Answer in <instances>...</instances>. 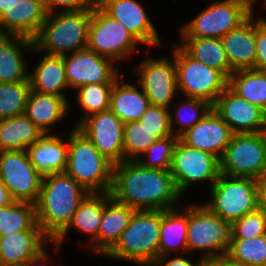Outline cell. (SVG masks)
<instances>
[{
	"label": "cell",
	"instance_id": "38",
	"mask_svg": "<svg viewBox=\"0 0 266 266\" xmlns=\"http://www.w3.org/2000/svg\"><path fill=\"white\" fill-rule=\"evenodd\" d=\"M114 83L89 84L78 87V103L86 111L85 116L110 109V93Z\"/></svg>",
	"mask_w": 266,
	"mask_h": 266
},
{
	"label": "cell",
	"instance_id": "7",
	"mask_svg": "<svg viewBox=\"0 0 266 266\" xmlns=\"http://www.w3.org/2000/svg\"><path fill=\"white\" fill-rule=\"evenodd\" d=\"M253 4V0L214 1L182 27L181 36L221 39L253 14Z\"/></svg>",
	"mask_w": 266,
	"mask_h": 266
},
{
	"label": "cell",
	"instance_id": "15",
	"mask_svg": "<svg viewBox=\"0 0 266 266\" xmlns=\"http://www.w3.org/2000/svg\"><path fill=\"white\" fill-rule=\"evenodd\" d=\"M64 55V65L68 86L78 88L89 84L114 83L119 77L113 68V60L99 55L88 48Z\"/></svg>",
	"mask_w": 266,
	"mask_h": 266
},
{
	"label": "cell",
	"instance_id": "12",
	"mask_svg": "<svg viewBox=\"0 0 266 266\" xmlns=\"http://www.w3.org/2000/svg\"><path fill=\"white\" fill-rule=\"evenodd\" d=\"M170 172L181 195L198 181H211L212 186L220 175V159L214 154L190 147L179 139L173 150Z\"/></svg>",
	"mask_w": 266,
	"mask_h": 266
},
{
	"label": "cell",
	"instance_id": "30",
	"mask_svg": "<svg viewBox=\"0 0 266 266\" xmlns=\"http://www.w3.org/2000/svg\"><path fill=\"white\" fill-rule=\"evenodd\" d=\"M104 206V193H89L80 203L68 226L52 241L59 248L71 227L90 234L93 243L99 233ZM58 247V248H57Z\"/></svg>",
	"mask_w": 266,
	"mask_h": 266
},
{
	"label": "cell",
	"instance_id": "10",
	"mask_svg": "<svg viewBox=\"0 0 266 266\" xmlns=\"http://www.w3.org/2000/svg\"><path fill=\"white\" fill-rule=\"evenodd\" d=\"M139 41L97 3L91 9L87 48L116 61L134 52Z\"/></svg>",
	"mask_w": 266,
	"mask_h": 266
},
{
	"label": "cell",
	"instance_id": "51",
	"mask_svg": "<svg viewBox=\"0 0 266 266\" xmlns=\"http://www.w3.org/2000/svg\"><path fill=\"white\" fill-rule=\"evenodd\" d=\"M264 171L263 178H266V131H264Z\"/></svg>",
	"mask_w": 266,
	"mask_h": 266
},
{
	"label": "cell",
	"instance_id": "3",
	"mask_svg": "<svg viewBox=\"0 0 266 266\" xmlns=\"http://www.w3.org/2000/svg\"><path fill=\"white\" fill-rule=\"evenodd\" d=\"M48 13L33 39V51L64 56L87 48L91 9ZM54 15V16H53ZM48 52V53H47Z\"/></svg>",
	"mask_w": 266,
	"mask_h": 266
},
{
	"label": "cell",
	"instance_id": "48",
	"mask_svg": "<svg viewBox=\"0 0 266 266\" xmlns=\"http://www.w3.org/2000/svg\"><path fill=\"white\" fill-rule=\"evenodd\" d=\"M46 259H47V253L45 252V249H44L37 256H35V257L31 258V259H28L23 264V266H34L36 264H38L39 266H42V264H39V263H42V262L45 263Z\"/></svg>",
	"mask_w": 266,
	"mask_h": 266
},
{
	"label": "cell",
	"instance_id": "50",
	"mask_svg": "<svg viewBox=\"0 0 266 266\" xmlns=\"http://www.w3.org/2000/svg\"><path fill=\"white\" fill-rule=\"evenodd\" d=\"M21 0H0V16L6 11L11 9L17 2Z\"/></svg>",
	"mask_w": 266,
	"mask_h": 266
},
{
	"label": "cell",
	"instance_id": "11",
	"mask_svg": "<svg viewBox=\"0 0 266 266\" xmlns=\"http://www.w3.org/2000/svg\"><path fill=\"white\" fill-rule=\"evenodd\" d=\"M264 131L233 134L220 158V173L234 177L263 179Z\"/></svg>",
	"mask_w": 266,
	"mask_h": 266
},
{
	"label": "cell",
	"instance_id": "24",
	"mask_svg": "<svg viewBox=\"0 0 266 266\" xmlns=\"http://www.w3.org/2000/svg\"><path fill=\"white\" fill-rule=\"evenodd\" d=\"M30 162L44 178L54 173L65 172L68 142L56 135L44 133L36 143L27 148Z\"/></svg>",
	"mask_w": 266,
	"mask_h": 266
},
{
	"label": "cell",
	"instance_id": "39",
	"mask_svg": "<svg viewBox=\"0 0 266 266\" xmlns=\"http://www.w3.org/2000/svg\"><path fill=\"white\" fill-rule=\"evenodd\" d=\"M186 101L187 102L179 103L178 109L177 108L174 109L177 115L175 122H173L174 120L173 115L172 112L170 111V125H171L172 134L177 136L178 138L183 133L192 128L212 109V104L202 99L188 97ZM185 109L190 110V114L188 112L189 116L186 115L187 113L183 114L185 112ZM198 109L201 110V114L198 112ZM176 122L180 123L182 126L181 129L177 130L178 131L177 133H175L174 132L175 130L173 129V124Z\"/></svg>",
	"mask_w": 266,
	"mask_h": 266
},
{
	"label": "cell",
	"instance_id": "9",
	"mask_svg": "<svg viewBox=\"0 0 266 266\" xmlns=\"http://www.w3.org/2000/svg\"><path fill=\"white\" fill-rule=\"evenodd\" d=\"M230 243V224L204 204L188 208V252L202 250L203 259L226 255ZM216 251H221L218 254Z\"/></svg>",
	"mask_w": 266,
	"mask_h": 266
},
{
	"label": "cell",
	"instance_id": "34",
	"mask_svg": "<svg viewBox=\"0 0 266 266\" xmlns=\"http://www.w3.org/2000/svg\"><path fill=\"white\" fill-rule=\"evenodd\" d=\"M36 223L35 204L15 201L0 207V236L27 231Z\"/></svg>",
	"mask_w": 266,
	"mask_h": 266
},
{
	"label": "cell",
	"instance_id": "20",
	"mask_svg": "<svg viewBox=\"0 0 266 266\" xmlns=\"http://www.w3.org/2000/svg\"><path fill=\"white\" fill-rule=\"evenodd\" d=\"M47 14L42 0H21L0 16V27L5 35L33 40Z\"/></svg>",
	"mask_w": 266,
	"mask_h": 266
},
{
	"label": "cell",
	"instance_id": "29",
	"mask_svg": "<svg viewBox=\"0 0 266 266\" xmlns=\"http://www.w3.org/2000/svg\"><path fill=\"white\" fill-rule=\"evenodd\" d=\"M44 134L25 114L0 120V151H20Z\"/></svg>",
	"mask_w": 266,
	"mask_h": 266
},
{
	"label": "cell",
	"instance_id": "19",
	"mask_svg": "<svg viewBox=\"0 0 266 266\" xmlns=\"http://www.w3.org/2000/svg\"><path fill=\"white\" fill-rule=\"evenodd\" d=\"M96 3L112 18L122 22L139 42L150 46L160 44L155 26L136 0H97Z\"/></svg>",
	"mask_w": 266,
	"mask_h": 266
},
{
	"label": "cell",
	"instance_id": "6",
	"mask_svg": "<svg viewBox=\"0 0 266 266\" xmlns=\"http://www.w3.org/2000/svg\"><path fill=\"white\" fill-rule=\"evenodd\" d=\"M210 202L204 205L230 225L260 208L259 180L224 174L211 186Z\"/></svg>",
	"mask_w": 266,
	"mask_h": 266
},
{
	"label": "cell",
	"instance_id": "47",
	"mask_svg": "<svg viewBox=\"0 0 266 266\" xmlns=\"http://www.w3.org/2000/svg\"><path fill=\"white\" fill-rule=\"evenodd\" d=\"M16 200L12 197L3 180L0 178V207L8 206Z\"/></svg>",
	"mask_w": 266,
	"mask_h": 266
},
{
	"label": "cell",
	"instance_id": "32",
	"mask_svg": "<svg viewBox=\"0 0 266 266\" xmlns=\"http://www.w3.org/2000/svg\"><path fill=\"white\" fill-rule=\"evenodd\" d=\"M181 211L177 208L161 210L159 256L170 255L177 247L188 253V208Z\"/></svg>",
	"mask_w": 266,
	"mask_h": 266
},
{
	"label": "cell",
	"instance_id": "26",
	"mask_svg": "<svg viewBox=\"0 0 266 266\" xmlns=\"http://www.w3.org/2000/svg\"><path fill=\"white\" fill-rule=\"evenodd\" d=\"M67 110V98L30 90L24 114L44 133H48L52 125L65 117Z\"/></svg>",
	"mask_w": 266,
	"mask_h": 266
},
{
	"label": "cell",
	"instance_id": "8",
	"mask_svg": "<svg viewBox=\"0 0 266 266\" xmlns=\"http://www.w3.org/2000/svg\"><path fill=\"white\" fill-rule=\"evenodd\" d=\"M174 47L178 90L187 98L202 99L213 105L228 87V79L221 72L192 58L180 45Z\"/></svg>",
	"mask_w": 266,
	"mask_h": 266
},
{
	"label": "cell",
	"instance_id": "44",
	"mask_svg": "<svg viewBox=\"0 0 266 266\" xmlns=\"http://www.w3.org/2000/svg\"><path fill=\"white\" fill-rule=\"evenodd\" d=\"M47 13L56 12V5L65 8L61 11H80L92 9L97 0H42Z\"/></svg>",
	"mask_w": 266,
	"mask_h": 266
},
{
	"label": "cell",
	"instance_id": "13",
	"mask_svg": "<svg viewBox=\"0 0 266 266\" xmlns=\"http://www.w3.org/2000/svg\"><path fill=\"white\" fill-rule=\"evenodd\" d=\"M0 178L16 201L37 202L43 177L30 162L27 150L0 151Z\"/></svg>",
	"mask_w": 266,
	"mask_h": 266
},
{
	"label": "cell",
	"instance_id": "53",
	"mask_svg": "<svg viewBox=\"0 0 266 266\" xmlns=\"http://www.w3.org/2000/svg\"><path fill=\"white\" fill-rule=\"evenodd\" d=\"M0 266H23V265H9V264H2V263H0Z\"/></svg>",
	"mask_w": 266,
	"mask_h": 266
},
{
	"label": "cell",
	"instance_id": "14",
	"mask_svg": "<svg viewBox=\"0 0 266 266\" xmlns=\"http://www.w3.org/2000/svg\"><path fill=\"white\" fill-rule=\"evenodd\" d=\"M75 127L114 165L124 161V123L110 109L89 115Z\"/></svg>",
	"mask_w": 266,
	"mask_h": 266
},
{
	"label": "cell",
	"instance_id": "17",
	"mask_svg": "<svg viewBox=\"0 0 266 266\" xmlns=\"http://www.w3.org/2000/svg\"><path fill=\"white\" fill-rule=\"evenodd\" d=\"M168 59H146L137 68L140 75L138 83L144 90L150 105L169 109L177 88L175 61Z\"/></svg>",
	"mask_w": 266,
	"mask_h": 266
},
{
	"label": "cell",
	"instance_id": "40",
	"mask_svg": "<svg viewBox=\"0 0 266 266\" xmlns=\"http://www.w3.org/2000/svg\"><path fill=\"white\" fill-rule=\"evenodd\" d=\"M178 140L179 138L175 135L158 139L141 155L148 154L150 161L137 159V162L147 168L170 170L173 150Z\"/></svg>",
	"mask_w": 266,
	"mask_h": 266
},
{
	"label": "cell",
	"instance_id": "22",
	"mask_svg": "<svg viewBox=\"0 0 266 266\" xmlns=\"http://www.w3.org/2000/svg\"><path fill=\"white\" fill-rule=\"evenodd\" d=\"M51 239L37 222L27 231L0 236V263L23 265L44 250V241Z\"/></svg>",
	"mask_w": 266,
	"mask_h": 266
},
{
	"label": "cell",
	"instance_id": "18",
	"mask_svg": "<svg viewBox=\"0 0 266 266\" xmlns=\"http://www.w3.org/2000/svg\"><path fill=\"white\" fill-rule=\"evenodd\" d=\"M232 135L233 132L227 123L212 108L179 139L190 147L214 154L220 159Z\"/></svg>",
	"mask_w": 266,
	"mask_h": 266
},
{
	"label": "cell",
	"instance_id": "27",
	"mask_svg": "<svg viewBox=\"0 0 266 266\" xmlns=\"http://www.w3.org/2000/svg\"><path fill=\"white\" fill-rule=\"evenodd\" d=\"M118 77L110 93V110L125 124L138 121L150 106L144 90L130 83L120 84Z\"/></svg>",
	"mask_w": 266,
	"mask_h": 266
},
{
	"label": "cell",
	"instance_id": "46",
	"mask_svg": "<svg viewBox=\"0 0 266 266\" xmlns=\"http://www.w3.org/2000/svg\"><path fill=\"white\" fill-rule=\"evenodd\" d=\"M203 266H248L232 260L227 254L204 259Z\"/></svg>",
	"mask_w": 266,
	"mask_h": 266
},
{
	"label": "cell",
	"instance_id": "49",
	"mask_svg": "<svg viewBox=\"0 0 266 266\" xmlns=\"http://www.w3.org/2000/svg\"><path fill=\"white\" fill-rule=\"evenodd\" d=\"M260 188V208L266 213V178L259 180Z\"/></svg>",
	"mask_w": 266,
	"mask_h": 266
},
{
	"label": "cell",
	"instance_id": "35",
	"mask_svg": "<svg viewBox=\"0 0 266 266\" xmlns=\"http://www.w3.org/2000/svg\"><path fill=\"white\" fill-rule=\"evenodd\" d=\"M227 255L248 266H266V234L250 239H230Z\"/></svg>",
	"mask_w": 266,
	"mask_h": 266
},
{
	"label": "cell",
	"instance_id": "25",
	"mask_svg": "<svg viewBox=\"0 0 266 266\" xmlns=\"http://www.w3.org/2000/svg\"><path fill=\"white\" fill-rule=\"evenodd\" d=\"M33 40L23 36L5 35L0 40V83H16L28 80L23 49H33Z\"/></svg>",
	"mask_w": 266,
	"mask_h": 266
},
{
	"label": "cell",
	"instance_id": "42",
	"mask_svg": "<svg viewBox=\"0 0 266 266\" xmlns=\"http://www.w3.org/2000/svg\"><path fill=\"white\" fill-rule=\"evenodd\" d=\"M138 121L158 139L173 135L170 111L165 107L150 105Z\"/></svg>",
	"mask_w": 266,
	"mask_h": 266
},
{
	"label": "cell",
	"instance_id": "28",
	"mask_svg": "<svg viewBox=\"0 0 266 266\" xmlns=\"http://www.w3.org/2000/svg\"><path fill=\"white\" fill-rule=\"evenodd\" d=\"M34 70L28 74L31 90L65 97L62 90L69 86L63 56L46 54Z\"/></svg>",
	"mask_w": 266,
	"mask_h": 266
},
{
	"label": "cell",
	"instance_id": "16",
	"mask_svg": "<svg viewBox=\"0 0 266 266\" xmlns=\"http://www.w3.org/2000/svg\"><path fill=\"white\" fill-rule=\"evenodd\" d=\"M212 108L227 123L233 134L266 131V113L239 97L229 87L218 96Z\"/></svg>",
	"mask_w": 266,
	"mask_h": 266
},
{
	"label": "cell",
	"instance_id": "36",
	"mask_svg": "<svg viewBox=\"0 0 266 266\" xmlns=\"http://www.w3.org/2000/svg\"><path fill=\"white\" fill-rule=\"evenodd\" d=\"M30 81L0 83V120L25 113Z\"/></svg>",
	"mask_w": 266,
	"mask_h": 266
},
{
	"label": "cell",
	"instance_id": "31",
	"mask_svg": "<svg viewBox=\"0 0 266 266\" xmlns=\"http://www.w3.org/2000/svg\"><path fill=\"white\" fill-rule=\"evenodd\" d=\"M185 40L180 45L192 58L206 64L210 68L221 72L227 79L233 70L227 60L221 39L181 37Z\"/></svg>",
	"mask_w": 266,
	"mask_h": 266
},
{
	"label": "cell",
	"instance_id": "52",
	"mask_svg": "<svg viewBox=\"0 0 266 266\" xmlns=\"http://www.w3.org/2000/svg\"><path fill=\"white\" fill-rule=\"evenodd\" d=\"M5 36V34L3 33L1 27H0V40Z\"/></svg>",
	"mask_w": 266,
	"mask_h": 266
},
{
	"label": "cell",
	"instance_id": "41",
	"mask_svg": "<svg viewBox=\"0 0 266 266\" xmlns=\"http://www.w3.org/2000/svg\"><path fill=\"white\" fill-rule=\"evenodd\" d=\"M266 234V213L259 208L230 225V239H250Z\"/></svg>",
	"mask_w": 266,
	"mask_h": 266
},
{
	"label": "cell",
	"instance_id": "4",
	"mask_svg": "<svg viewBox=\"0 0 266 266\" xmlns=\"http://www.w3.org/2000/svg\"><path fill=\"white\" fill-rule=\"evenodd\" d=\"M69 136L65 173L89 193L110 192L114 164L76 127Z\"/></svg>",
	"mask_w": 266,
	"mask_h": 266
},
{
	"label": "cell",
	"instance_id": "45",
	"mask_svg": "<svg viewBox=\"0 0 266 266\" xmlns=\"http://www.w3.org/2000/svg\"><path fill=\"white\" fill-rule=\"evenodd\" d=\"M169 255L159 256L150 266H203L204 259L201 257L196 264L191 263L184 257L167 259Z\"/></svg>",
	"mask_w": 266,
	"mask_h": 266
},
{
	"label": "cell",
	"instance_id": "37",
	"mask_svg": "<svg viewBox=\"0 0 266 266\" xmlns=\"http://www.w3.org/2000/svg\"><path fill=\"white\" fill-rule=\"evenodd\" d=\"M158 138L148 131L139 121L124 124L123 151L124 160H137L155 143Z\"/></svg>",
	"mask_w": 266,
	"mask_h": 266
},
{
	"label": "cell",
	"instance_id": "33",
	"mask_svg": "<svg viewBox=\"0 0 266 266\" xmlns=\"http://www.w3.org/2000/svg\"><path fill=\"white\" fill-rule=\"evenodd\" d=\"M228 87L239 97L266 113V71L257 69L234 71L228 79Z\"/></svg>",
	"mask_w": 266,
	"mask_h": 266
},
{
	"label": "cell",
	"instance_id": "23",
	"mask_svg": "<svg viewBox=\"0 0 266 266\" xmlns=\"http://www.w3.org/2000/svg\"><path fill=\"white\" fill-rule=\"evenodd\" d=\"M253 14L239 27L221 38L227 60L233 71L255 69L256 42Z\"/></svg>",
	"mask_w": 266,
	"mask_h": 266
},
{
	"label": "cell",
	"instance_id": "21",
	"mask_svg": "<svg viewBox=\"0 0 266 266\" xmlns=\"http://www.w3.org/2000/svg\"><path fill=\"white\" fill-rule=\"evenodd\" d=\"M136 210L104 193V206L97 239L90 244L92 252L105 255L119 240Z\"/></svg>",
	"mask_w": 266,
	"mask_h": 266
},
{
	"label": "cell",
	"instance_id": "2",
	"mask_svg": "<svg viewBox=\"0 0 266 266\" xmlns=\"http://www.w3.org/2000/svg\"><path fill=\"white\" fill-rule=\"evenodd\" d=\"M88 194L65 172L43 178L39 198L35 203L36 222L51 241L68 226Z\"/></svg>",
	"mask_w": 266,
	"mask_h": 266
},
{
	"label": "cell",
	"instance_id": "43",
	"mask_svg": "<svg viewBox=\"0 0 266 266\" xmlns=\"http://www.w3.org/2000/svg\"><path fill=\"white\" fill-rule=\"evenodd\" d=\"M256 62L255 69L266 71V19L255 23Z\"/></svg>",
	"mask_w": 266,
	"mask_h": 266
},
{
	"label": "cell",
	"instance_id": "1",
	"mask_svg": "<svg viewBox=\"0 0 266 266\" xmlns=\"http://www.w3.org/2000/svg\"><path fill=\"white\" fill-rule=\"evenodd\" d=\"M111 196L135 210H168L180 198L170 170L147 168L137 160L113 167Z\"/></svg>",
	"mask_w": 266,
	"mask_h": 266
},
{
	"label": "cell",
	"instance_id": "5",
	"mask_svg": "<svg viewBox=\"0 0 266 266\" xmlns=\"http://www.w3.org/2000/svg\"><path fill=\"white\" fill-rule=\"evenodd\" d=\"M161 210H136L107 257L150 266L159 257Z\"/></svg>",
	"mask_w": 266,
	"mask_h": 266
}]
</instances>
